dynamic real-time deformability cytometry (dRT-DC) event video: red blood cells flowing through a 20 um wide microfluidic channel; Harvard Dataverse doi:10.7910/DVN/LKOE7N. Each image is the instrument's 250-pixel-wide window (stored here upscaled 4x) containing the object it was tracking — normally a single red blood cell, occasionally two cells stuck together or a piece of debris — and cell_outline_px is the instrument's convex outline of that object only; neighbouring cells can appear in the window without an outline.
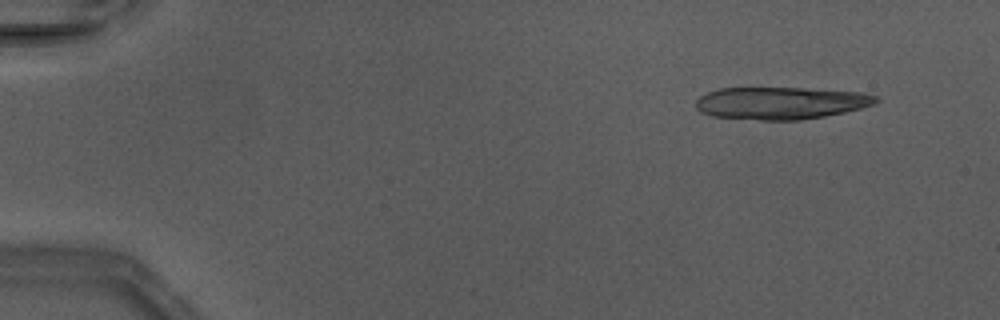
{"species": "Egyptian fruit bat (a non-hibernating species)", "species_latin": "Rousettus aegyptiacus", "temperature_condition": "warm", "stored_images_in_passage": 15, "camera_frame_rate_fps": 3000, "um_per_image_px": 0.085, "animal": {"sex": "male"}, "frame": {"image": 1, "passage_image": 1, "time_ms": 0.0, "image_size_px": [1000, 320], "cell_outline_px": [[880, 100], [876, 104], [844, 112], [824, 116], [800, 120], [760, 120], [712, 116], [700, 112], [696, 108], [696, 100], [700, 96], [708, 92], [720, 88], [804, 88], [864, 92], [880, 96]], "centroid_in_image_um": [66.41, 8.75], "position_along_channel_um": 18.6, "area_um2": 34.16}}
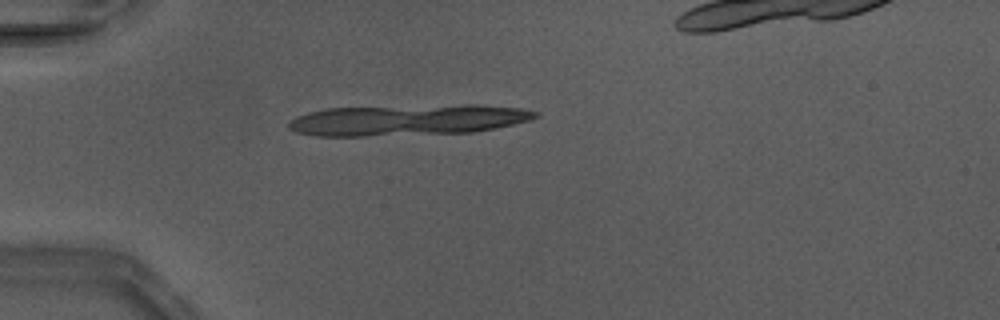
{"frame": {"image": 2, "passage_image": 10, "time_ms": 3.0, "image_size_px": [1000, 320], "cell_outline_px": [[540, 116], [528, 120], [496, 128], [472, 132], [364, 136], [316, 136], [296, 132], [288, 128], [288, 124], [296, 116], [308, 112], [324, 108], [460, 104], [476, 104], [524, 108], [540, 112]], "centroid_in_image_um": [34.66, 10.18], "position_along_channel_um": 50.3, "area_um2": 44.85}}